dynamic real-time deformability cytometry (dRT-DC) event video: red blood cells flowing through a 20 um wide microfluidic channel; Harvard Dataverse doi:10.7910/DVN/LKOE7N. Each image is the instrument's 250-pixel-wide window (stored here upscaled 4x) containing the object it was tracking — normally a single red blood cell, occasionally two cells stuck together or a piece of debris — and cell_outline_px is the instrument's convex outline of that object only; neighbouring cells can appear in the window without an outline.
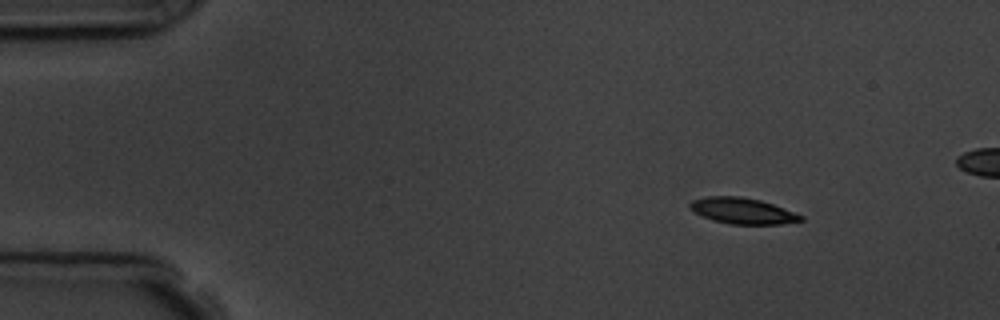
{"species": "common noctule bat (a hibernating species)", "species_latin": "Nyctalus noctula", "temperature_condition": "room temperature", "stored_images_in_passage": 5, "camera_frame_rate_fps": 3000, "um_per_image_px": 0.085, "animal": {"sex": "male", "body_mass_g": 19.5, "forearm_length_mm": 54.6}, "frame": {"image": 1, "passage_image": 1, "time_ms": 0.0, "image_size_px": [1000, 320], "cell_outline_px": [[804, 220], [780, 224], [732, 224], [712, 220], [692, 212], [688, 208], [688, 204], [692, 200], [708, 196], [740, 196], [760, 200], [772, 204], [804, 216]], "centroid_in_image_um": [63.06, 17.92], "position_along_channel_um": 21.9, "area_um2": 16.82}}